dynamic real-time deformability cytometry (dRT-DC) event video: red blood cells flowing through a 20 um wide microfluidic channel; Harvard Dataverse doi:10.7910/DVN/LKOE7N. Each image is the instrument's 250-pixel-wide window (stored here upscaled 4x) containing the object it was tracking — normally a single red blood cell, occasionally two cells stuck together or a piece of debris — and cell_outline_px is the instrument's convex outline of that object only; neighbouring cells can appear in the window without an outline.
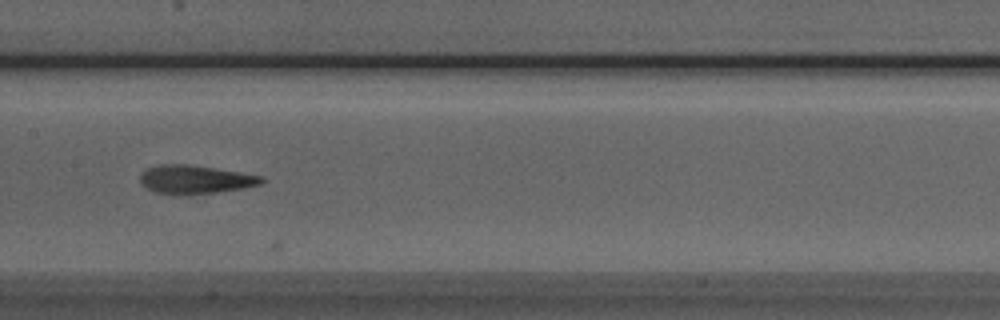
{"species": "Egyptian fruit bat (a non-hibernating species)", "species_latin": "Rousettus aegyptiacus", "temperature_condition": "room temperature", "stored_images_in_passage": 14, "camera_frame_rate_fps": 3000, "um_per_image_px": 0.085, "animal": {"sex": "male"}, "frame": {"image": 1, "passage_image": 11, "time_ms": 3.333, "image_size_px": [1000, 320], "cell_outline_px": [[268, 180], [260, 184], [244, 188], [216, 192], [156, 192], [148, 188], [140, 180], [140, 176], [148, 168], [160, 164], [188, 164], [264, 176]], "centroid_in_image_um": [16.68, 15.21], "position_along_channel_um": 190.7, "area_um2": 19.31}}